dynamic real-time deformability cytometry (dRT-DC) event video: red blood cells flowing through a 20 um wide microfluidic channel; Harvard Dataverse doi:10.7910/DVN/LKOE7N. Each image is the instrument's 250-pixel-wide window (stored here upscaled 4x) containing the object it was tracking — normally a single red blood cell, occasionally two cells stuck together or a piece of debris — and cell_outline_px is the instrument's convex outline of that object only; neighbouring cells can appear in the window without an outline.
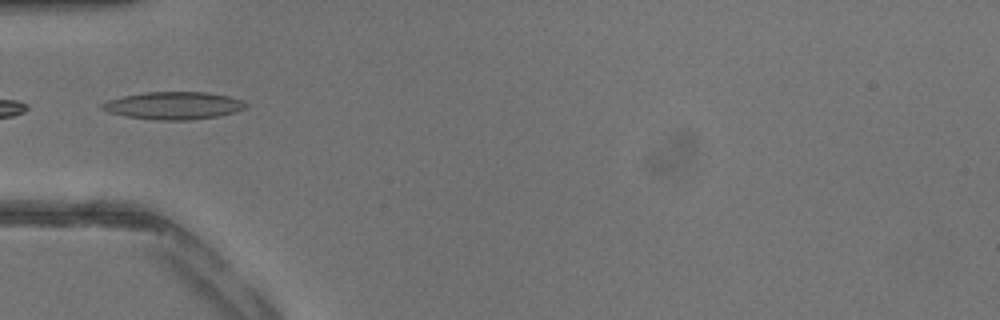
{"species": "common noctule bat (a hibernating species)", "species_latin": "Nyctalus noctula", "temperature_condition": "warm", "stored_images_in_passage": 16, "camera_frame_rate_fps": 3000, "um_per_image_px": 0.085, "animal": {"sex": "male", "body_mass_g": 13.3}, "frame": {"image": 1, "passage_image": 14, "time_ms": 4.333, "image_size_px": [1000, 320], "cell_outline_px": [[248, 104], [244, 108], [236, 112], [216, 116], [188, 120], [152, 120], [124, 116], [108, 112], [100, 108], [100, 104], [108, 100], [124, 96], [144, 92], [208, 92], [228, 96], [244, 100]], "centroid_in_image_um": [14.74, 8.97], "position_along_channel_um": 70.3, "area_um2": 23.18}}